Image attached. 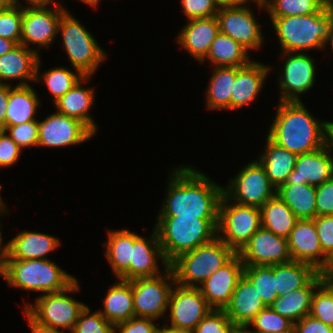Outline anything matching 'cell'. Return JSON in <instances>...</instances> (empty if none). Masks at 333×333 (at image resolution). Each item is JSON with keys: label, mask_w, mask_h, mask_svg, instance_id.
<instances>
[{"label": "cell", "mask_w": 333, "mask_h": 333, "mask_svg": "<svg viewBox=\"0 0 333 333\" xmlns=\"http://www.w3.org/2000/svg\"><path fill=\"white\" fill-rule=\"evenodd\" d=\"M172 172L158 217L218 219L223 187L190 166Z\"/></svg>", "instance_id": "obj_1"}, {"label": "cell", "mask_w": 333, "mask_h": 333, "mask_svg": "<svg viewBox=\"0 0 333 333\" xmlns=\"http://www.w3.org/2000/svg\"><path fill=\"white\" fill-rule=\"evenodd\" d=\"M267 135L277 145L297 155L326 145V121H318L301 101H279Z\"/></svg>", "instance_id": "obj_2"}, {"label": "cell", "mask_w": 333, "mask_h": 333, "mask_svg": "<svg viewBox=\"0 0 333 333\" xmlns=\"http://www.w3.org/2000/svg\"><path fill=\"white\" fill-rule=\"evenodd\" d=\"M283 52L322 49L333 25V4L307 15L271 17Z\"/></svg>", "instance_id": "obj_3"}, {"label": "cell", "mask_w": 333, "mask_h": 333, "mask_svg": "<svg viewBox=\"0 0 333 333\" xmlns=\"http://www.w3.org/2000/svg\"><path fill=\"white\" fill-rule=\"evenodd\" d=\"M155 225L160 246L168 264L217 237L218 219L158 217Z\"/></svg>", "instance_id": "obj_4"}, {"label": "cell", "mask_w": 333, "mask_h": 333, "mask_svg": "<svg viewBox=\"0 0 333 333\" xmlns=\"http://www.w3.org/2000/svg\"><path fill=\"white\" fill-rule=\"evenodd\" d=\"M0 275L12 287L43 294L62 291L76 280L49 259H7Z\"/></svg>", "instance_id": "obj_5"}, {"label": "cell", "mask_w": 333, "mask_h": 333, "mask_svg": "<svg viewBox=\"0 0 333 333\" xmlns=\"http://www.w3.org/2000/svg\"><path fill=\"white\" fill-rule=\"evenodd\" d=\"M235 254L225 242L216 237L209 243L181 254L169 264V267L173 271L177 284L195 288L199 287Z\"/></svg>", "instance_id": "obj_6"}, {"label": "cell", "mask_w": 333, "mask_h": 333, "mask_svg": "<svg viewBox=\"0 0 333 333\" xmlns=\"http://www.w3.org/2000/svg\"><path fill=\"white\" fill-rule=\"evenodd\" d=\"M67 10L62 14L58 32H61L63 45L74 69L84 76H91L106 59V54L97 40L72 17Z\"/></svg>", "instance_id": "obj_7"}, {"label": "cell", "mask_w": 333, "mask_h": 333, "mask_svg": "<svg viewBox=\"0 0 333 333\" xmlns=\"http://www.w3.org/2000/svg\"><path fill=\"white\" fill-rule=\"evenodd\" d=\"M230 202L224 195L222 196L219 204L217 237L235 253H239L261 227V210L259 207Z\"/></svg>", "instance_id": "obj_8"}, {"label": "cell", "mask_w": 333, "mask_h": 333, "mask_svg": "<svg viewBox=\"0 0 333 333\" xmlns=\"http://www.w3.org/2000/svg\"><path fill=\"white\" fill-rule=\"evenodd\" d=\"M77 279L66 289L36 298L35 304H25L24 311L36 322L54 328L73 330L81 310L86 306L67 295V292H78Z\"/></svg>", "instance_id": "obj_9"}, {"label": "cell", "mask_w": 333, "mask_h": 333, "mask_svg": "<svg viewBox=\"0 0 333 333\" xmlns=\"http://www.w3.org/2000/svg\"><path fill=\"white\" fill-rule=\"evenodd\" d=\"M156 277L129 280L132 286L135 317L159 319L167 312L175 278L170 267ZM171 283H170V282ZM169 283V284H168Z\"/></svg>", "instance_id": "obj_10"}, {"label": "cell", "mask_w": 333, "mask_h": 333, "mask_svg": "<svg viewBox=\"0 0 333 333\" xmlns=\"http://www.w3.org/2000/svg\"><path fill=\"white\" fill-rule=\"evenodd\" d=\"M230 181L227 188L223 187V195L241 205L261 208L276 194L265 168L257 160L247 164Z\"/></svg>", "instance_id": "obj_11"}, {"label": "cell", "mask_w": 333, "mask_h": 333, "mask_svg": "<svg viewBox=\"0 0 333 333\" xmlns=\"http://www.w3.org/2000/svg\"><path fill=\"white\" fill-rule=\"evenodd\" d=\"M54 4V8L51 9L49 5L36 7L29 5L23 8L20 44L27 48L29 44H35L39 46L38 48L49 47L52 44L58 34L60 18L66 11L58 2Z\"/></svg>", "instance_id": "obj_12"}, {"label": "cell", "mask_w": 333, "mask_h": 333, "mask_svg": "<svg viewBox=\"0 0 333 333\" xmlns=\"http://www.w3.org/2000/svg\"><path fill=\"white\" fill-rule=\"evenodd\" d=\"M245 5L246 3L220 7L216 18L221 33L230 36L250 51L260 48L264 37L251 8Z\"/></svg>", "instance_id": "obj_13"}, {"label": "cell", "mask_w": 333, "mask_h": 333, "mask_svg": "<svg viewBox=\"0 0 333 333\" xmlns=\"http://www.w3.org/2000/svg\"><path fill=\"white\" fill-rule=\"evenodd\" d=\"M95 134L78 119L56 111L38 121V144L45 147H66L91 139Z\"/></svg>", "instance_id": "obj_14"}, {"label": "cell", "mask_w": 333, "mask_h": 333, "mask_svg": "<svg viewBox=\"0 0 333 333\" xmlns=\"http://www.w3.org/2000/svg\"><path fill=\"white\" fill-rule=\"evenodd\" d=\"M238 254L244 266H271L292 261L287 239L262 227Z\"/></svg>", "instance_id": "obj_15"}, {"label": "cell", "mask_w": 333, "mask_h": 333, "mask_svg": "<svg viewBox=\"0 0 333 333\" xmlns=\"http://www.w3.org/2000/svg\"><path fill=\"white\" fill-rule=\"evenodd\" d=\"M285 63L281 78H278L280 85V101H300L299 94L309 91L315 82L314 60L302 52H283Z\"/></svg>", "instance_id": "obj_16"}, {"label": "cell", "mask_w": 333, "mask_h": 333, "mask_svg": "<svg viewBox=\"0 0 333 333\" xmlns=\"http://www.w3.org/2000/svg\"><path fill=\"white\" fill-rule=\"evenodd\" d=\"M175 285L168 304L170 325L194 330L211 307L198 287Z\"/></svg>", "instance_id": "obj_17"}, {"label": "cell", "mask_w": 333, "mask_h": 333, "mask_svg": "<svg viewBox=\"0 0 333 333\" xmlns=\"http://www.w3.org/2000/svg\"><path fill=\"white\" fill-rule=\"evenodd\" d=\"M243 274L244 264L240 255L236 253L198 287L211 309L225 310Z\"/></svg>", "instance_id": "obj_18"}, {"label": "cell", "mask_w": 333, "mask_h": 333, "mask_svg": "<svg viewBox=\"0 0 333 333\" xmlns=\"http://www.w3.org/2000/svg\"><path fill=\"white\" fill-rule=\"evenodd\" d=\"M287 241L292 260L308 263L318 272L331 264L323 254L314 219H298Z\"/></svg>", "instance_id": "obj_19"}, {"label": "cell", "mask_w": 333, "mask_h": 333, "mask_svg": "<svg viewBox=\"0 0 333 333\" xmlns=\"http://www.w3.org/2000/svg\"><path fill=\"white\" fill-rule=\"evenodd\" d=\"M37 51L39 50L36 47L29 49L22 44H18L11 51L1 55L0 84H10L4 81L14 79H20L17 86L29 85L30 80L39 82L41 61Z\"/></svg>", "instance_id": "obj_20"}, {"label": "cell", "mask_w": 333, "mask_h": 333, "mask_svg": "<svg viewBox=\"0 0 333 333\" xmlns=\"http://www.w3.org/2000/svg\"><path fill=\"white\" fill-rule=\"evenodd\" d=\"M333 177V154L325 145L316 151L297 156L294 170L284 184L319 186Z\"/></svg>", "instance_id": "obj_21"}, {"label": "cell", "mask_w": 333, "mask_h": 333, "mask_svg": "<svg viewBox=\"0 0 333 333\" xmlns=\"http://www.w3.org/2000/svg\"><path fill=\"white\" fill-rule=\"evenodd\" d=\"M150 239L141 237L133 232V254L130 261V280L136 278L156 277L159 274L158 259L169 267L159 242V236L155 227Z\"/></svg>", "instance_id": "obj_22"}, {"label": "cell", "mask_w": 333, "mask_h": 333, "mask_svg": "<svg viewBox=\"0 0 333 333\" xmlns=\"http://www.w3.org/2000/svg\"><path fill=\"white\" fill-rule=\"evenodd\" d=\"M266 307L254 284L243 274L224 311L233 326L249 327L255 316Z\"/></svg>", "instance_id": "obj_23"}, {"label": "cell", "mask_w": 333, "mask_h": 333, "mask_svg": "<svg viewBox=\"0 0 333 333\" xmlns=\"http://www.w3.org/2000/svg\"><path fill=\"white\" fill-rule=\"evenodd\" d=\"M188 21L176 37L177 41L193 58L203 62L220 32L217 18L213 16Z\"/></svg>", "instance_id": "obj_24"}, {"label": "cell", "mask_w": 333, "mask_h": 333, "mask_svg": "<svg viewBox=\"0 0 333 333\" xmlns=\"http://www.w3.org/2000/svg\"><path fill=\"white\" fill-rule=\"evenodd\" d=\"M271 67L252 61L243 67H238L231 92L230 111L243 108L253 102L262 90Z\"/></svg>", "instance_id": "obj_25"}, {"label": "cell", "mask_w": 333, "mask_h": 333, "mask_svg": "<svg viewBox=\"0 0 333 333\" xmlns=\"http://www.w3.org/2000/svg\"><path fill=\"white\" fill-rule=\"evenodd\" d=\"M91 76H84L69 91L55 101L54 106L59 113L78 119L84 123L94 134L97 131V124L90 116V107L94 102V88L82 87L83 82H88Z\"/></svg>", "instance_id": "obj_26"}, {"label": "cell", "mask_w": 333, "mask_h": 333, "mask_svg": "<svg viewBox=\"0 0 333 333\" xmlns=\"http://www.w3.org/2000/svg\"><path fill=\"white\" fill-rule=\"evenodd\" d=\"M322 282L321 272H318L305 286L277 297L270 307L295 324L310 315L313 293Z\"/></svg>", "instance_id": "obj_27"}, {"label": "cell", "mask_w": 333, "mask_h": 333, "mask_svg": "<svg viewBox=\"0 0 333 333\" xmlns=\"http://www.w3.org/2000/svg\"><path fill=\"white\" fill-rule=\"evenodd\" d=\"M9 243L8 259H47L48 253L54 251L60 241L57 237L31 231H22Z\"/></svg>", "instance_id": "obj_28"}, {"label": "cell", "mask_w": 333, "mask_h": 333, "mask_svg": "<svg viewBox=\"0 0 333 333\" xmlns=\"http://www.w3.org/2000/svg\"><path fill=\"white\" fill-rule=\"evenodd\" d=\"M106 258L118 279L130 280V261L133 254V232L127 229L109 231Z\"/></svg>", "instance_id": "obj_29"}, {"label": "cell", "mask_w": 333, "mask_h": 333, "mask_svg": "<svg viewBox=\"0 0 333 333\" xmlns=\"http://www.w3.org/2000/svg\"><path fill=\"white\" fill-rule=\"evenodd\" d=\"M266 141L264 153L258 161L265 168L270 183L277 189L286 182L289 174L294 170L298 155L277 145L268 136Z\"/></svg>", "instance_id": "obj_30"}, {"label": "cell", "mask_w": 333, "mask_h": 333, "mask_svg": "<svg viewBox=\"0 0 333 333\" xmlns=\"http://www.w3.org/2000/svg\"><path fill=\"white\" fill-rule=\"evenodd\" d=\"M120 280L108 290L104 309L99 312L111 324L115 325L135 317L132 286L129 280Z\"/></svg>", "instance_id": "obj_31"}, {"label": "cell", "mask_w": 333, "mask_h": 333, "mask_svg": "<svg viewBox=\"0 0 333 333\" xmlns=\"http://www.w3.org/2000/svg\"><path fill=\"white\" fill-rule=\"evenodd\" d=\"M39 99L30 85L12 86L9 84V99L5 116V126L19 125L35 121Z\"/></svg>", "instance_id": "obj_32"}, {"label": "cell", "mask_w": 333, "mask_h": 333, "mask_svg": "<svg viewBox=\"0 0 333 333\" xmlns=\"http://www.w3.org/2000/svg\"><path fill=\"white\" fill-rule=\"evenodd\" d=\"M276 194L292 210L297 219L316 217V187L309 184H282Z\"/></svg>", "instance_id": "obj_33"}, {"label": "cell", "mask_w": 333, "mask_h": 333, "mask_svg": "<svg viewBox=\"0 0 333 333\" xmlns=\"http://www.w3.org/2000/svg\"><path fill=\"white\" fill-rule=\"evenodd\" d=\"M248 53L249 51L233 38L219 32L203 61L210 60L214 67H243L251 62Z\"/></svg>", "instance_id": "obj_34"}, {"label": "cell", "mask_w": 333, "mask_h": 333, "mask_svg": "<svg viewBox=\"0 0 333 333\" xmlns=\"http://www.w3.org/2000/svg\"><path fill=\"white\" fill-rule=\"evenodd\" d=\"M260 210L261 227L287 239L298 219L281 198L275 194Z\"/></svg>", "instance_id": "obj_35"}, {"label": "cell", "mask_w": 333, "mask_h": 333, "mask_svg": "<svg viewBox=\"0 0 333 333\" xmlns=\"http://www.w3.org/2000/svg\"><path fill=\"white\" fill-rule=\"evenodd\" d=\"M213 72L206 90V106L212 110H230L231 92L238 67H214Z\"/></svg>", "instance_id": "obj_36"}, {"label": "cell", "mask_w": 333, "mask_h": 333, "mask_svg": "<svg viewBox=\"0 0 333 333\" xmlns=\"http://www.w3.org/2000/svg\"><path fill=\"white\" fill-rule=\"evenodd\" d=\"M318 271L310 264L298 261L276 264L278 297L305 286Z\"/></svg>", "instance_id": "obj_37"}, {"label": "cell", "mask_w": 333, "mask_h": 333, "mask_svg": "<svg viewBox=\"0 0 333 333\" xmlns=\"http://www.w3.org/2000/svg\"><path fill=\"white\" fill-rule=\"evenodd\" d=\"M244 275L254 284L266 306H270L278 297L276 265L244 266Z\"/></svg>", "instance_id": "obj_38"}, {"label": "cell", "mask_w": 333, "mask_h": 333, "mask_svg": "<svg viewBox=\"0 0 333 333\" xmlns=\"http://www.w3.org/2000/svg\"><path fill=\"white\" fill-rule=\"evenodd\" d=\"M263 4L270 17H285L318 13L328 2L326 0H265Z\"/></svg>", "instance_id": "obj_39"}, {"label": "cell", "mask_w": 333, "mask_h": 333, "mask_svg": "<svg viewBox=\"0 0 333 333\" xmlns=\"http://www.w3.org/2000/svg\"><path fill=\"white\" fill-rule=\"evenodd\" d=\"M43 81L52 93L54 102L69 91L84 75L77 69L75 73L65 67H55L42 74Z\"/></svg>", "instance_id": "obj_40"}, {"label": "cell", "mask_w": 333, "mask_h": 333, "mask_svg": "<svg viewBox=\"0 0 333 333\" xmlns=\"http://www.w3.org/2000/svg\"><path fill=\"white\" fill-rule=\"evenodd\" d=\"M255 327L250 333L294 332V323L275 312L270 306L260 311L249 324Z\"/></svg>", "instance_id": "obj_41"}, {"label": "cell", "mask_w": 333, "mask_h": 333, "mask_svg": "<svg viewBox=\"0 0 333 333\" xmlns=\"http://www.w3.org/2000/svg\"><path fill=\"white\" fill-rule=\"evenodd\" d=\"M314 291L310 315L333 327V292L322 282Z\"/></svg>", "instance_id": "obj_42"}, {"label": "cell", "mask_w": 333, "mask_h": 333, "mask_svg": "<svg viewBox=\"0 0 333 333\" xmlns=\"http://www.w3.org/2000/svg\"><path fill=\"white\" fill-rule=\"evenodd\" d=\"M86 305L80 312L71 333H114V325L108 322L99 311L90 314Z\"/></svg>", "instance_id": "obj_43"}, {"label": "cell", "mask_w": 333, "mask_h": 333, "mask_svg": "<svg viewBox=\"0 0 333 333\" xmlns=\"http://www.w3.org/2000/svg\"><path fill=\"white\" fill-rule=\"evenodd\" d=\"M23 7L0 10V37L20 44L22 32Z\"/></svg>", "instance_id": "obj_44"}, {"label": "cell", "mask_w": 333, "mask_h": 333, "mask_svg": "<svg viewBox=\"0 0 333 333\" xmlns=\"http://www.w3.org/2000/svg\"><path fill=\"white\" fill-rule=\"evenodd\" d=\"M9 132L10 138L21 148L37 146L38 144V120L25 122L14 126H5L3 129Z\"/></svg>", "instance_id": "obj_45"}, {"label": "cell", "mask_w": 333, "mask_h": 333, "mask_svg": "<svg viewBox=\"0 0 333 333\" xmlns=\"http://www.w3.org/2000/svg\"><path fill=\"white\" fill-rule=\"evenodd\" d=\"M233 327L224 310L211 309L194 329L195 333H228Z\"/></svg>", "instance_id": "obj_46"}, {"label": "cell", "mask_w": 333, "mask_h": 333, "mask_svg": "<svg viewBox=\"0 0 333 333\" xmlns=\"http://www.w3.org/2000/svg\"><path fill=\"white\" fill-rule=\"evenodd\" d=\"M181 5L187 21L216 16L219 9L213 0H181Z\"/></svg>", "instance_id": "obj_47"}, {"label": "cell", "mask_w": 333, "mask_h": 333, "mask_svg": "<svg viewBox=\"0 0 333 333\" xmlns=\"http://www.w3.org/2000/svg\"><path fill=\"white\" fill-rule=\"evenodd\" d=\"M314 223L317 229L323 254L333 261V215L316 216Z\"/></svg>", "instance_id": "obj_48"}, {"label": "cell", "mask_w": 333, "mask_h": 333, "mask_svg": "<svg viewBox=\"0 0 333 333\" xmlns=\"http://www.w3.org/2000/svg\"><path fill=\"white\" fill-rule=\"evenodd\" d=\"M153 321V318L133 317L127 321L114 325V333H160L158 327ZM118 331L120 332H116Z\"/></svg>", "instance_id": "obj_49"}, {"label": "cell", "mask_w": 333, "mask_h": 333, "mask_svg": "<svg viewBox=\"0 0 333 333\" xmlns=\"http://www.w3.org/2000/svg\"><path fill=\"white\" fill-rule=\"evenodd\" d=\"M333 215V177L316 187V216Z\"/></svg>", "instance_id": "obj_50"}, {"label": "cell", "mask_w": 333, "mask_h": 333, "mask_svg": "<svg viewBox=\"0 0 333 333\" xmlns=\"http://www.w3.org/2000/svg\"><path fill=\"white\" fill-rule=\"evenodd\" d=\"M22 149L6 134L0 130V168L15 165L20 158Z\"/></svg>", "instance_id": "obj_51"}, {"label": "cell", "mask_w": 333, "mask_h": 333, "mask_svg": "<svg viewBox=\"0 0 333 333\" xmlns=\"http://www.w3.org/2000/svg\"><path fill=\"white\" fill-rule=\"evenodd\" d=\"M295 333H333V327L326 325L311 315L305 316L294 324Z\"/></svg>", "instance_id": "obj_52"}, {"label": "cell", "mask_w": 333, "mask_h": 333, "mask_svg": "<svg viewBox=\"0 0 333 333\" xmlns=\"http://www.w3.org/2000/svg\"><path fill=\"white\" fill-rule=\"evenodd\" d=\"M9 99V84H0V130L5 128V116Z\"/></svg>", "instance_id": "obj_53"}, {"label": "cell", "mask_w": 333, "mask_h": 333, "mask_svg": "<svg viewBox=\"0 0 333 333\" xmlns=\"http://www.w3.org/2000/svg\"><path fill=\"white\" fill-rule=\"evenodd\" d=\"M24 316L28 320L32 333H63V331H60L58 328L43 325L34 321L26 312H24Z\"/></svg>", "instance_id": "obj_54"}, {"label": "cell", "mask_w": 333, "mask_h": 333, "mask_svg": "<svg viewBox=\"0 0 333 333\" xmlns=\"http://www.w3.org/2000/svg\"><path fill=\"white\" fill-rule=\"evenodd\" d=\"M5 203L3 202V199L0 196V217L2 213L4 214V211L6 212ZM2 245V235L0 231V270L3 268L5 263L7 262L8 256H9V243H6L5 245ZM2 249V250H1Z\"/></svg>", "instance_id": "obj_55"}, {"label": "cell", "mask_w": 333, "mask_h": 333, "mask_svg": "<svg viewBox=\"0 0 333 333\" xmlns=\"http://www.w3.org/2000/svg\"><path fill=\"white\" fill-rule=\"evenodd\" d=\"M323 282L333 292V264L331 263L327 268L321 271Z\"/></svg>", "instance_id": "obj_56"}, {"label": "cell", "mask_w": 333, "mask_h": 333, "mask_svg": "<svg viewBox=\"0 0 333 333\" xmlns=\"http://www.w3.org/2000/svg\"><path fill=\"white\" fill-rule=\"evenodd\" d=\"M160 333H195V331L191 329L164 324L163 327H160Z\"/></svg>", "instance_id": "obj_57"}, {"label": "cell", "mask_w": 333, "mask_h": 333, "mask_svg": "<svg viewBox=\"0 0 333 333\" xmlns=\"http://www.w3.org/2000/svg\"><path fill=\"white\" fill-rule=\"evenodd\" d=\"M17 45L15 41L0 37V56L11 51Z\"/></svg>", "instance_id": "obj_58"}, {"label": "cell", "mask_w": 333, "mask_h": 333, "mask_svg": "<svg viewBox=\"0 0 333 333\" xmlns=\"http://www.w3.org/2000/svg\"><path fill=\"white\" fill-rule=\"evenodd\" d=\"M26 2L30 3V5H32V7H36V6L49 5L52 2L54 3L55 0H26ZM12 3H13V7H22V5L18 2V0H12Z\"/></svg>", "instance_id": "obj_59"}, {"label": "cell", "mask_w": 333, "mask_h": 333, "mask_svg": "<svg viewBox=\"0 0 333 333\" xmlns=\"http://www.w3.org/2000/svg\"><path fill=\"white\" fill-rule=\"evenodd\" d=\"M326 146L332 152L333 147V122L326 121Z\"/></svg>", "instance_id": "obj_60"}, {"label": "cell", "mask_w": 333, "mask_h": 333, "mask_svg": "<svg viewBox=\"0 0 333 333\" xmlns=\"http://www.w3.org/2000/svg\"><path fill=\"white\" fill-rule=\"evenodd\" d=\"M213 2L218 6V8H220L241 5L247 3L248 0H213Z\"/></svg>", "instance_id": "obj_61"}, {"label": "cell", "mask_w": 333, "mask_h": 333, "mask_svg": "<svg viewBox=\"0 0 333 333\" xmlns=\"http://www.w3.org/2000/svg\"><path fill=\"white\" fill-rule=\"evenodd\" d=\"M228 333H250L248 327L233 326Z\"/></svg>", "instance_id": "obj_62"}, {"label": "cell", "mask_w": 333, "mask_h": 333, "mask_svg": "<svg viewBox=\"0 0 333 333\" xmlns=\"http://www.w3.org/2000/svg\"><path fill=\"white\" fill-rule=\"evenodd\" d=\"M13 7L12 0H0V10H5Z\"/></svg>", "instance_id": "obj_63"}, {"label": "cell", "mask_w": 333, "mask_h": 333, "mask_svg": "<svg viewBox=\"0 0 333 333\" xmlns=\"http://www.w3.org/2000/svg\"><path fill=\"white\" fill-rule=\"evenodd\" d=\"M327 42L330 43L329 45H331V49L333 50V25H332V28H331V31H330V34L328 36L325 46L328 44Z\"/></svg>", "instance_id": "obj_64"}, {"label": "cell", "mask_w": 333, "mask_h": 333, "mask_svg": "<svg viewBox=\"0 0 333 333\" xmlns=\"http://www.w3.org/2000/svg\"><path fill=\"white\" fill-rule=\"evenodd\" d=\"M80 1L86 3V4L90 5V6L95 7V6L98 5V3H99L100 0H80Z\"/></svg>", "instance_id": "obj_65"}, {"label": "cell", "mask_w": 333, "mask_h": 333, "mask_svg": "<svg viewBox=\"0 0 333 333\" xmlns=\"http://www.w3.org/2000/svg\"><path fill=\"white\" fill-rule=\"evenodd\" d=\"M249 2H251V0H248ZM254 3L256 2V5L259 7V9L263 8L264 7V4L263 2L265 0H252Z\"/></svg>", "instance_id": "obj_66"}, {"label": "cell", "mask_w": 333, "mask_h": 333, "mask_svg": "<svg viewBox=\"0 0 333 333\" xmlns=\"http://www.w3.org/2000/svg\"><path fill=\"white\" fill-rule=\"evenodd\" d=\"M273 333H295V332H273Z\"/></svg>", "instance_id": "obj_67"}, {"label": "cell", "mask_w": 333, "mask_h": 333, "mask_svg": "<svg viewBox=\"0 0 333 333\" xmlns=\"http://www.w3.org/2000/svg\"><path fill=\"white\" fill-rule=\"evenodd\" d=\"M328 3L333 4V0H326Z\"/></svg>", "instance_id": "obj_68"}]
</instances>
